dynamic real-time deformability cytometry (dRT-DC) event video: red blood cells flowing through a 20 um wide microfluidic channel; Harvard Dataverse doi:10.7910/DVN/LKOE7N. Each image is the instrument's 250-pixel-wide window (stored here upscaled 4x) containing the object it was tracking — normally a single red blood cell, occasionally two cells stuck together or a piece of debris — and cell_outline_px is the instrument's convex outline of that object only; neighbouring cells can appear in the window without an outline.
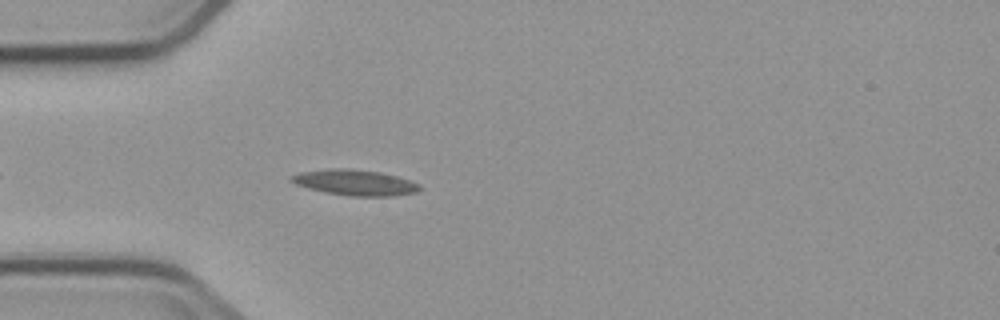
{"species": "common noctule bat (a hibernating species)", "species_latin": "Nyctalus noctula", "temperature_condition": "cold", "stored_images_in_passage": 2, "camera_frame_rate_fps": 3000, "um_per_image_px": 0.085, "animal": {"sex": "male", "body_mass_g": 23.1, "forearm_length_mm": 52.7}, "frame": {"image": 1, "passage_image": 2, "time_ms": 1.333, "image_size_px": [1000, 320], "cell_outline_px": [[424, 188], [416, 192], [392, 196], [348, 196], [324, 192], [308, 188], [296, 184], [288, 180], [288, 176], [300, 172], [332, 168], [348, 168], [380, 172], [396, 176], [420, 184]], "centroid_in_image_um": [30.15, 15.51], "position_along_channel_um": 54.9, "area_um2": 19.36}}